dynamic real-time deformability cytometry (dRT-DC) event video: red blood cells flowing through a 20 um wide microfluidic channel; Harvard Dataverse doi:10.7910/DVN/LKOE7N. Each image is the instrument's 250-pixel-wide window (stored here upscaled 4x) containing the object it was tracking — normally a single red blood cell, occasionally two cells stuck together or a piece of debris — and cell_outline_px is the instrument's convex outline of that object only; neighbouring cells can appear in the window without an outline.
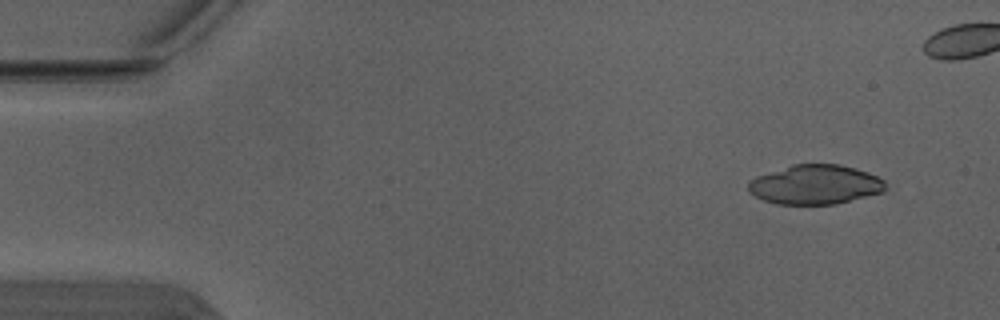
{"species": "Egyptian fruit bat (a non-hibernating species)", "species_latin": "Rousettus aegyptiacus", "temperature_condition": "warm", "stored_images_in_passage": 6, "camera_frame_rate_fps": 3000, "um_per_image_px": 0.085, "animal": {"sex": "male"}, "frame": {"image": 1, "passage_image": 1, "time_ms": 0.0, "image_size_px": [1000, 320], "cell_outline_px": [[888, 188], [884, 192], [836, 204], [776, 204], [764, 200], [756, 196], [748, 188], [748, 180], [756, 176], [792, 164], [840, 164], [856, 168], [868, 172], [884, 180]], "centroid_in_image_um": [69.32, 15.68], "position_along_channel_um": 15.7, "area_um2": 31.67}}